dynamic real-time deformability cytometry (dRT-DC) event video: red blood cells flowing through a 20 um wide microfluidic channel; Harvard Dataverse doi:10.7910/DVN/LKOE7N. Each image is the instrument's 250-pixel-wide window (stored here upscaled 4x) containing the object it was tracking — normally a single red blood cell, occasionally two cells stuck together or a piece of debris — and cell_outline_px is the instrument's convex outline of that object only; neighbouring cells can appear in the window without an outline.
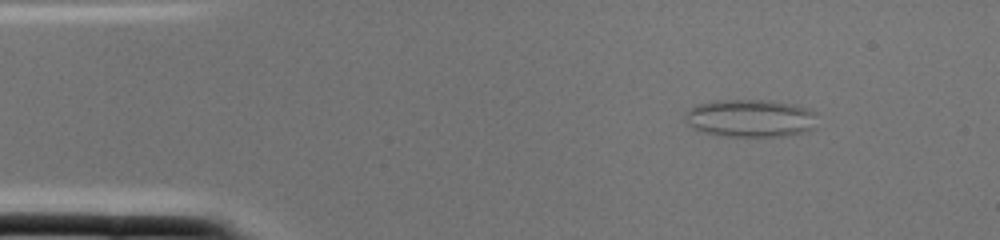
{"species": "common noctule bat (a hibernating species)", "species_latin": "Nyctalus noctula", "temperature_condition": "cold", "stored_images_in_passage": 1, "camera_frame_rate_fps": 3000, "um_per_image_px": 0.085, "animal": {"sex": "female", "body_mass_g": 22.0, "forearm_length_mm": 56.7}, "frame": {"image": 1, "passage_image": 1, "time_ms": 0.0, "image_size_px": [1000, 240], "cell_outline_px": [[816, 128], [808, 132], [784, 136], [716, 136], [692, 128], [684, 120], [684, 112], [688, 108], [696, 104], [712, 100], [768, 100], [796, 104], [808, 108], [816, 112]], "centroid_in_image_um": [63.78, 10.04], "position_along_channel_um": 21.2, "area_um2": 29.88}}